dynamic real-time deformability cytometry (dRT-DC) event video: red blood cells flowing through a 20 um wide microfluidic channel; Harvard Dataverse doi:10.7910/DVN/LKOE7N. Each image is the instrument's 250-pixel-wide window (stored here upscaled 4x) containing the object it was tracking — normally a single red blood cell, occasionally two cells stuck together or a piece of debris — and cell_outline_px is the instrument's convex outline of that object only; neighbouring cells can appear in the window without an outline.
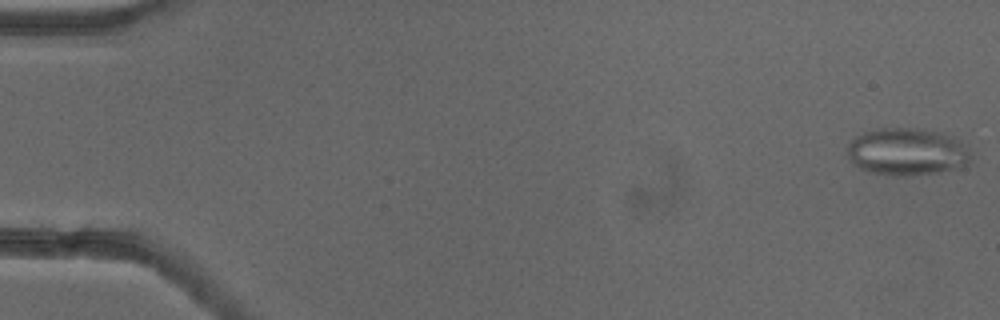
{"species": "common noctule bat (a hibernating species)", "species_latin": "Nyctalus noctula", "temperature_condition": "cold", "stored_images_in_passage": 53, "camera_frame_rate_fps": 3000, "um_per_image_px": 0.085, "animal": {"sex": "female"}, "frame": {"image": 1, "passage_image": 1, "time_ms": 0.0, "image_size_px": [1000, 320], "cell_outline_px": [[972, 156], [968, 164], [960, 168], [940, 172], [908, 176], [892, 176], [868, 172], [852, 164], [848, 156], [848, 144], [856, 136], [864, 132], [880, 128], [912, 128], [940, 132], [952, 136], [968, 144]], "centroid_in_image_um": [77.14, 12.91], "position_along_channel_um": 7.9, "area_um2": 34.68}}
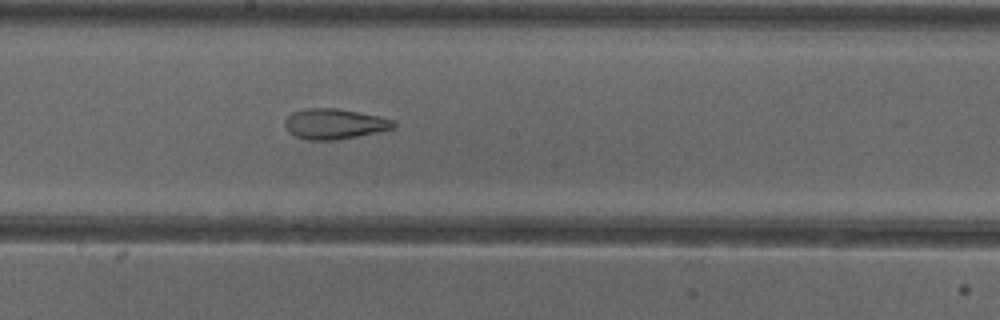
{"frame": {"image": 2, "passage_image": 29, "time_ms": 9.333, "image_size_px": [1000, 320], "cell_outline_px": [[396, 128], [336, 140], [308, 140], [296, 136], [288, 132], [284, 124], [284, 120], [292, 112], [308, 108], [336, 108], [380, 116], [396, 120]], "centroid_in_image_um": [28.44, 10.53], "position_along_channel_um": 219.8, "area_um2": 19.31}}
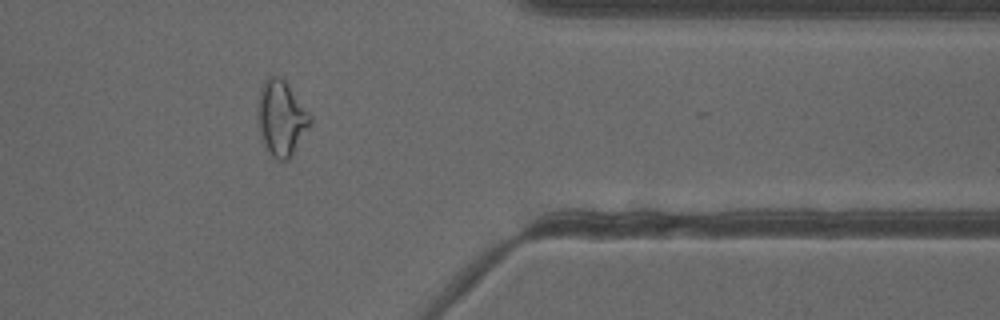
{"frame": {"image": 3, "passage_image": 43, "time_ms": 14.0, "image_size_px": [1000, 320], "cell_outline_px": [[312, 124], [292, 156], [288, 160], [280, 160], [272, 156], [268, 152], [264, 144], [260, 132], [256, 116], [260, 88], [264, 80], [268, 76], [276, 76], [284, 80], [312, 116]], "centroid_in_image_um": [23.91, 10.06], "position_along_channel_um": 387.5, "area_um2": 23.12}, "authors_computed_cell_mechanics": {"area_um2": 24.1026, "velocity_mm_per_s": 3.9196, "shape_relaxation_time_tau1_ms": null, "shape_relaxation_time_tau2_ms": 2.492, "deformation_change_tau1": null, "deformation_change_tau2": 0.1125}}